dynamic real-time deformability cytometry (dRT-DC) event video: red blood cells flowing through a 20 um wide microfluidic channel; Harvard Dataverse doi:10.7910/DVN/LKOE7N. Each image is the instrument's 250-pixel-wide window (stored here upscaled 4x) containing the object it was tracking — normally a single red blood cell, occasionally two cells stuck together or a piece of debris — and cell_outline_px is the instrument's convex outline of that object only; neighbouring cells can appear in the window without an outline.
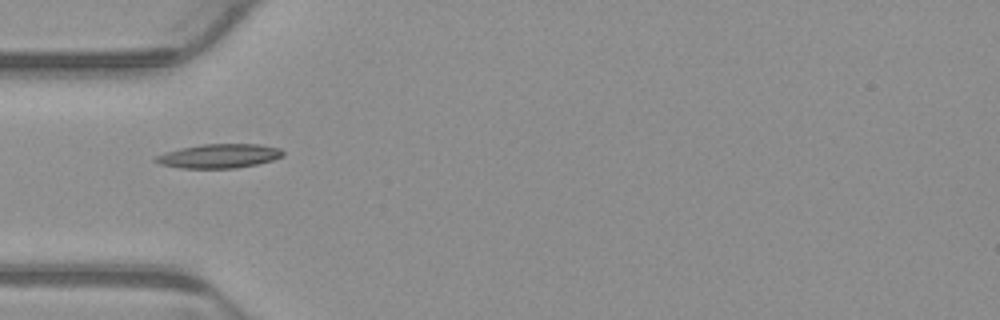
{"species": "common noctule bat (a hibernating species)", "species_latin": "Nyctalus noctula", "temperature_condition": "warm", "stored_images_in_passage": 6, "camera_frame_rate_fps": 3000, "um_per_image_px": 0.085, "animal": {"sex": "male", "body_mass_g": 23.1, "forearm_length_mm": 52.7}, "frame": {"image": 1, "passage_image": 5, "time_ms": 1.333, "image_size_px": [1000, 320], "cell_outline_px": [[284, 156], [272, 160], [256, 164], [236, 168], [180, 168], [160, 164], [152, 160], [156, 156], [164, 152], [180, 148], [204, 144], [260, 144], [280, 148], [284, 152]], "centroid_in_image_um": [18.62, 13.26], "position_along_channel_um": 66.4, "area_um2": 17.92}}
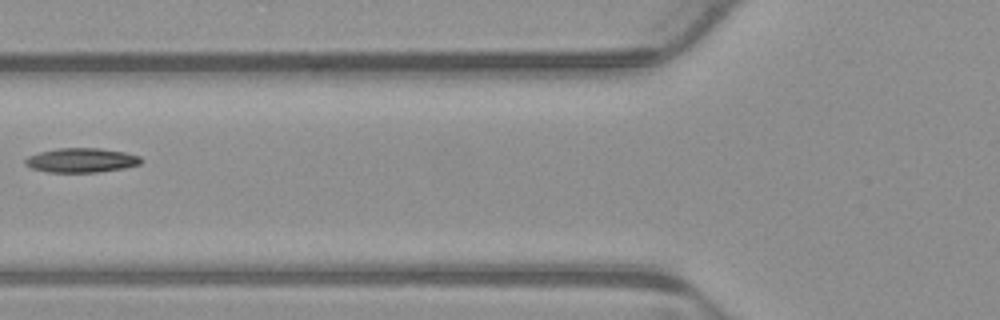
{"frame": {"image": 2, "passage_image": 6, "time_ms": 1.667, "image_size_px": [1000, 320], "cell_outline_px": [[144, 160], [140, 164], [124, 168], [96, 172], [48, 172], [32, 168], [24, 164], [24, 160], [28, 156], [40, 152], [56, 148], [100, 148], [124, 152], [140, 156]], "centroid_in_image_um": [6.92, 13.62], "position_along_channel_um": 118.9, "area_um2": 16.47}}